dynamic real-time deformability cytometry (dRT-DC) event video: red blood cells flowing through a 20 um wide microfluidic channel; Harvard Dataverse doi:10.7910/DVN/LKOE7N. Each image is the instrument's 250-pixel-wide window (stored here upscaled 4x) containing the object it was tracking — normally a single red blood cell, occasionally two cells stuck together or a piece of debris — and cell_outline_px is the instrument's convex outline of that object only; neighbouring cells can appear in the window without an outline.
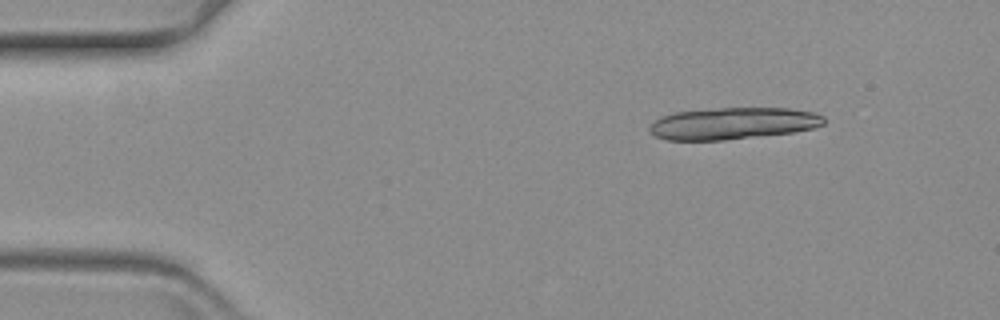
{"species": "common noctule bat (a hibernating species)", "species_latin": "Nyctalus noctula", "temperature_condition": "warm", "stored_images_in_passage": 13, "camera_frame_rate_fps": 3000, "um_per_image_px": 0.085, "animal": {"sex": "female", "body_mass_g": 19.3, "forearm_length_mm": 54.1}, "frame": {"image": 1, "passage_image": 1, "time_ms": 0.0, "image_size_px": [1000, 320], "cell_outline_px": [[824, 124], [812, 128], [792, 132], [724, 140], [668, 140], [656, 136], [648, 128], [648, 124], [660, 116], [672, 112], [720, 108], [788, 108], [816, 112], [824, 116]], "centroid_in_image_um": [62.27, 10.48], "position_along_channel_um": 22.7, "area_um2": 32.43}}